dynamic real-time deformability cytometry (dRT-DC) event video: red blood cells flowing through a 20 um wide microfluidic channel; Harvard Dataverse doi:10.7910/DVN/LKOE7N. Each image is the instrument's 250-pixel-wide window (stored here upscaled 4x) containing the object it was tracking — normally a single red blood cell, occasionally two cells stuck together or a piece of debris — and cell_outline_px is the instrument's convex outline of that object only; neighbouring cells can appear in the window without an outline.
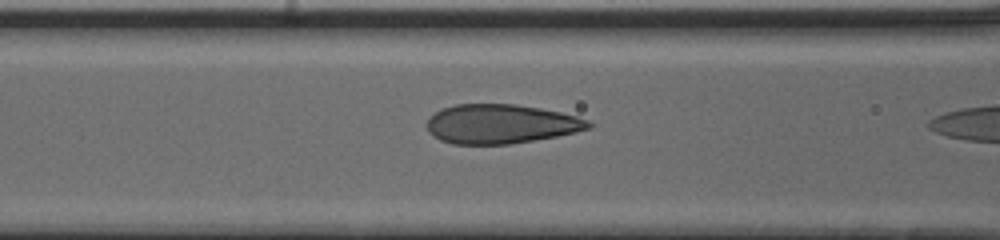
{"species": "human", "species_latin": "Homo sapiens", "temperature_condition": "cold", "stored_images_in_passage": 18, "camera_frame_rate_fps": 3000, "um_per_image_px": 0.085, "donor": {"sex": "male"}, "frame": {"image": 1, "passage_image": 17, "time_ms": 5.333, "image_size_px": [1000, 240], "cell_outline_px": [[592, 128], [576, 132], [556, 136], [508, 144], [452, 144], [440, 140], [432, 136], [428, 132], [428, 120], [436, 112], [444, 108], [456, 104], [516, 104], [540, 108], [560, 112], [576, 116], [588, 120], [592, 124]], "centroid_in_image_um": [42.58, 10.54], "position_along_channel_um": 124.0, "area_um2": 36.82}}